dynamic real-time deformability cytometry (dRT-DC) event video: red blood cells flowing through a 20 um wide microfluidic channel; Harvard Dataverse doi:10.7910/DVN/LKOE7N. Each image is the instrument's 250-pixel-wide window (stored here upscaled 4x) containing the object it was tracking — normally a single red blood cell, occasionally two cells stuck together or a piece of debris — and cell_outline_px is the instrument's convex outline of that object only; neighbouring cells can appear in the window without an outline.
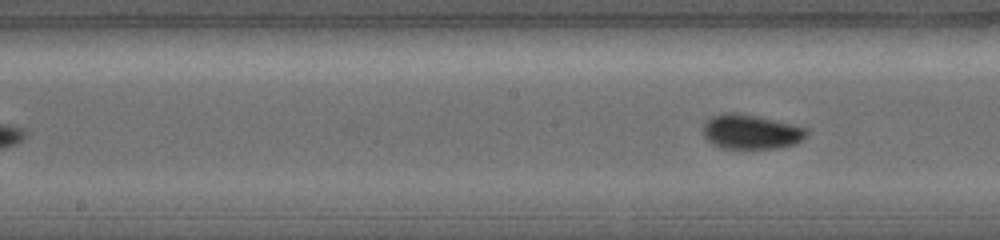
{"species": "common noctule bat (a hibernating species)", "species_latin": "Nyctalus noctula", "temperature_condition": "warm", "stored_images_in_passage": 8, "segment_of_instrument_passage": [2, 2], "camera_frame_rate_fps": 5000, "um_per_image_px": 0.085, "animal": {"sex": "female", "body_mass_g": 19.0, "forearm_length_mm": 56.7}, "frame": {"image": 1, "passage_image": 8, "time_ms": 4.2, "image_size_px": [1000, 240], "cell_outline_px": [[808, 136], [796, 144], [780, 148], [720, 148], [704, 140], [704, 124], [712, 116], [752, 116], [792, 124], [808, 128]], "centroid_in_image_um": [63.9, 11.28], "position_along_channel_um": 184.3, "area_um2": 20.11}}